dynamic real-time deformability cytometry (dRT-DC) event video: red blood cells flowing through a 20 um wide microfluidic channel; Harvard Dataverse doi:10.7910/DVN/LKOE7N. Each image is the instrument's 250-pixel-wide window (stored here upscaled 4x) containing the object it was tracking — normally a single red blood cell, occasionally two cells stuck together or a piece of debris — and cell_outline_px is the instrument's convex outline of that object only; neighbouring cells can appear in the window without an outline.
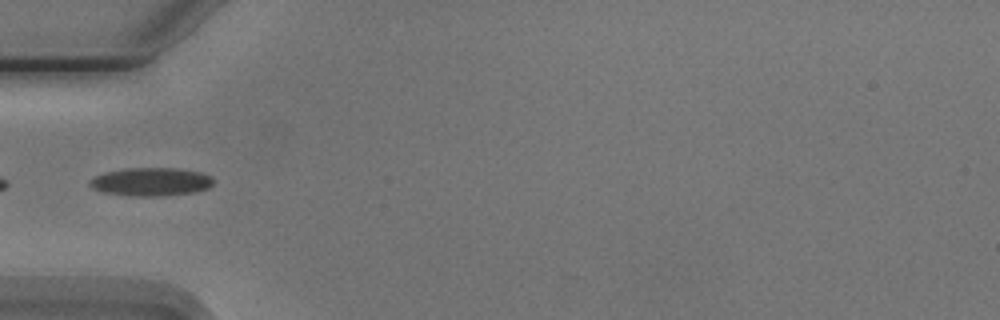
{"species": "Egyptian fruit bat (a non-hibernating species)", "species_latin": "Rousettus aegyptiacus", "temperature_condition": "cold", "stored_images_in_passage": 7, "camera_frame_rate_fps": 3000, "um_per_image_px": 0.085, "animal": {"sex": "male"}, "frame": {"image": 1, "passage_image": 4, "time_ms": 4.667, "image_size_px": [1000, 320], "cell_outline_px": [[212, 184], [208, 188], [196, 192], [160, 196], [128, 196], [104, 192], [92, 188], [88, 184], [88, 180], [104, 172], [124, 168], [176, 168], [200, 172], [212, 176]], "centroid_in_image_um": [12.81, 15.45], "position_along_channel_um": 72.2, "area_um2": 20.52}}
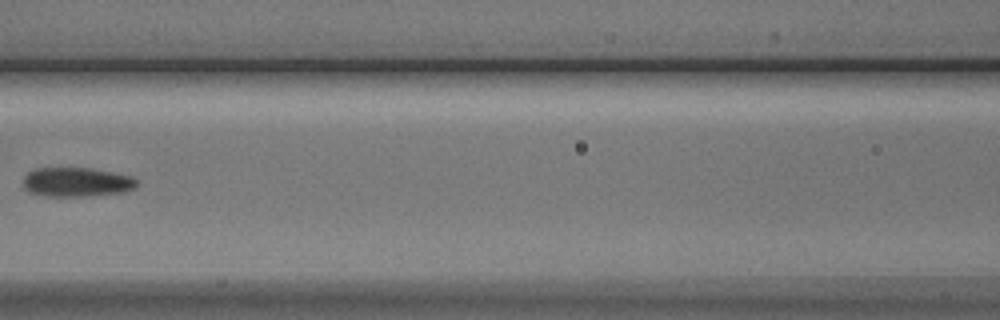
{"frame": {"image": 2, "passage_image": 6, "time_ms": 7.0, "image_size_px": [1000, 320], "cell_outline_px": [[136, 188], [124, 192], [80, 196], [44, 196], [28, 192], [24, 188], [24, 176], [28, 172], [36, 168], [92, 168], [132, 176], [136, 180]], "centroid_in_image_um": [6.49, 15.47], "position_along_channel_um": 160.1, "area_um2": 19.36}}
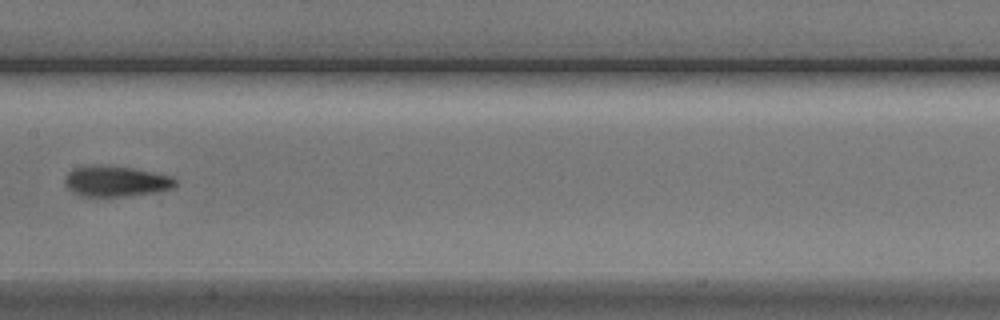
{"frame": {"image": 3, "passage_image": 7, "time_ms": 8.0, "image_size_px": [1000, 320], "cell_outline_px": [[176, 184], [172, 188], [152, 192], [124, 196], [80, 196], [72, 192], [64, 184], [64, 180], [68, 172], [72, 168], [132, 168], [152, 172], [168, 176], [176, 180]], "centroid_in_image_um": [9.82, 15.45], "position_along_channel_um": 197.6, "area_um2": 18.67}}